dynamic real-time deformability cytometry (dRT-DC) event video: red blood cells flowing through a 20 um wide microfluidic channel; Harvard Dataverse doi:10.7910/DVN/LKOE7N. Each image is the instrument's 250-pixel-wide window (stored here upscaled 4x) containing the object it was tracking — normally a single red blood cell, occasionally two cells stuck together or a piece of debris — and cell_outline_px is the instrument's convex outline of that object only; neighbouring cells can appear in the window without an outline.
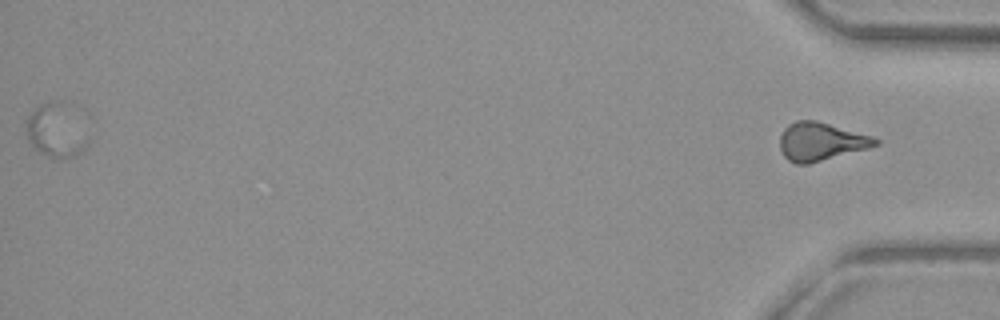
{"species": "common noctule bat (a hibernating species)", "species_latin": "Nyctalus noctula", "temperature_condition": "warm", "stored_images_in_passage": 57, "segment_of_instrument_passage": [2, 2], "camera_frame_rate_fps": 3000, "um_per_image_px": 0.085, "animal": {"sex": "female", "body_mass_g": 29.2, "forearm_length_mm": 56.3}, "frame": {"image": 1, "passage_image": 57, "time_ms": 18.667, "image_size_px": [1000, 320], "cell_outline_px": [[880, 144], [868, 148], [808, 164], [796, 164], [788, 160], [784, 156], [780, 148], [780, 136], [784, 128], [788, 124], [796, 120], [816, 120], [872, 136], [880, 140]], "centroid_in_image_um": [69.76, 12.03], "position_along_channel_um": 365.4, "area_um2": 21.21}}